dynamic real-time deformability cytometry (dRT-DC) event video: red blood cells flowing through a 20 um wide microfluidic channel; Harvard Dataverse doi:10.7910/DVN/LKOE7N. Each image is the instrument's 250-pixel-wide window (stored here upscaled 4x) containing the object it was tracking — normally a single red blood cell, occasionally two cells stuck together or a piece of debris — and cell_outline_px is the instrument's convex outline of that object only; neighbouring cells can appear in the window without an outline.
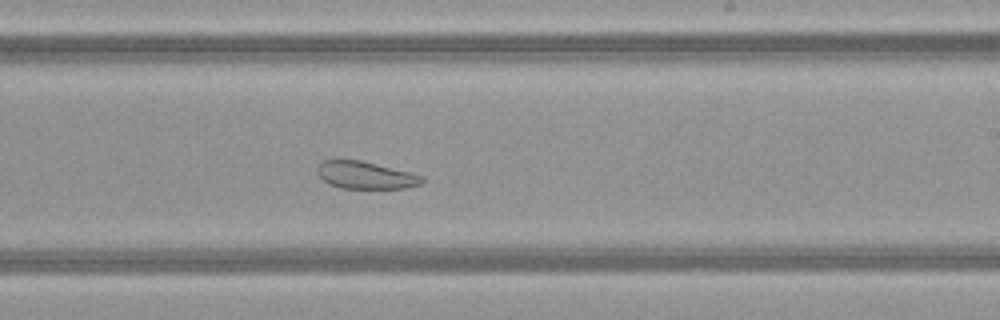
{"species": "common noctule bat (a hibernating species)", "species_latin": "Nyctalus noctula", "temperature_condition": "warm", "stored_images_in_passage": 47, "camera_frame_rate_fps": 3000, "um_per_image_px": 0.085, "animal": {"sex": "female", "body_mass_g": 21.9}, "frame": {"image": 1, "passage_image": 27, "time_ms": 8.667, "image_size_px": [1000, 320], "cell_outline_px": [[424, 180], [420, 184], [404, 188], [340, 188], [328, 184], [316, 172], [316, 168], [324, 160], [360, 160], [424, 176]], "centroid_in_image_um": [31.04, 14.9], "position_along_channel_um": 258.0, "area_um2": 16.47}}
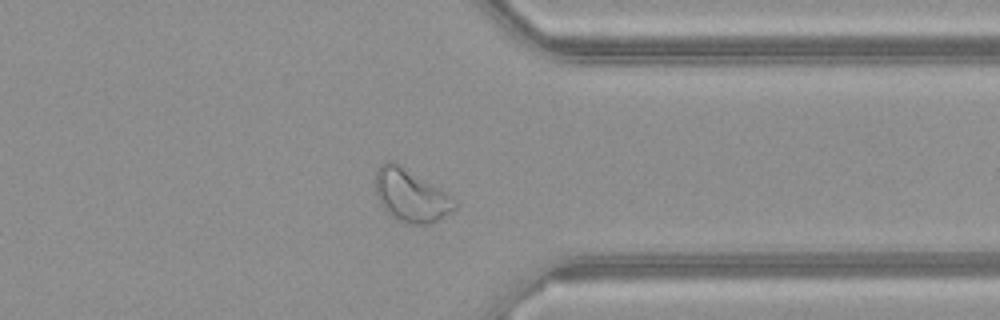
{"frame": {"image": 2, "passage_image": 36, "time_ms": 11.667, "image_size_px": [1000, 320], "cell_outline_px": [[456, 208], [432, 224], [412, 224], [400, 220], [392, 216], [380, 204], [376, 196], [376, 168], [384, 160], [396, 160], [452, 196], [456, 200]], "centroid_in_image_um": [34.91, 16.56], "position_along_channel_um": 376.5, "area_um2": 24.57}}
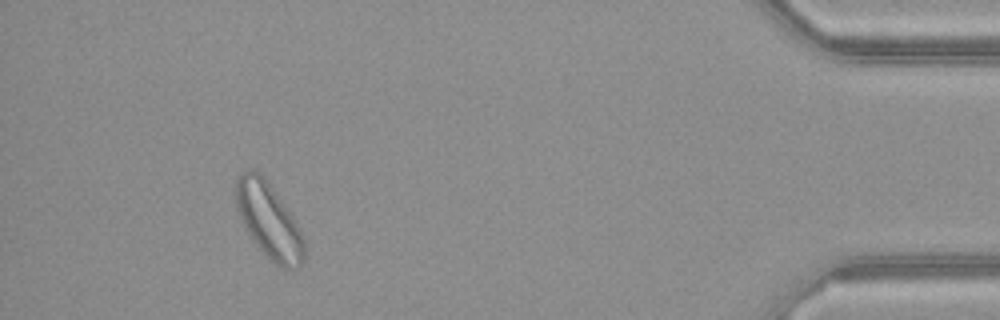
{"frame": {"image": 3, "passage_image": 43, "time_ms": 14.0, "image_size_px": [1000, 320], "cell_outline_px": [[304, 260], [296, 268], [284, 268], [276, 264], [252, 240], [240, 216], [236, 204], [236, 180], [240, 172], [260, 172], [264, 176], [296, 224], [304, 240]], "centroid_in_image_um": [22.83, 18.75], "position_along_channel_um": 412.4, "area_um2": 28.78}, "authors_computed_cell_mechanics": {"area_um2": 26.4146, "velocity_mm_per_s": 4.1018, "shape_relaxation_time_tau1_ms": null, "shape_relaxation_time_tau2_ms": 2.8145, "deformation_change_tau1": null, "deformation_change_tau2": 0.1006}}